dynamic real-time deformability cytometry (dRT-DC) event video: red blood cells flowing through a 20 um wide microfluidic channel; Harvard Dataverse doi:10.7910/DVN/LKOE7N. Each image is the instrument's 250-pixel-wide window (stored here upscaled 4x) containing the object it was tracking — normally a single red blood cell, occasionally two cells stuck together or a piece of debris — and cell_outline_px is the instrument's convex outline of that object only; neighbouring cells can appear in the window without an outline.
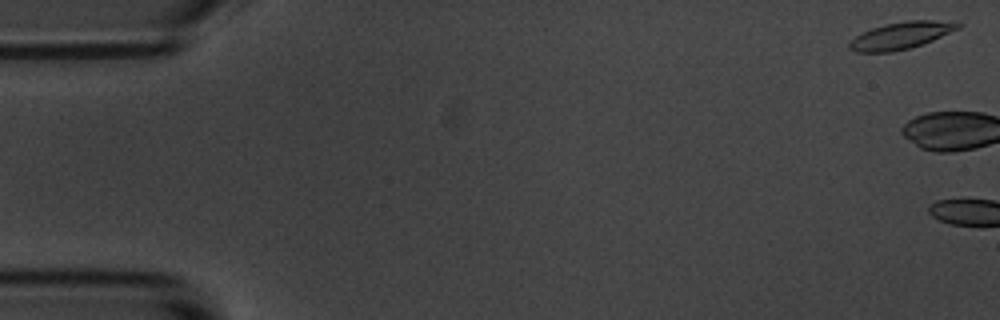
{"species": "common noctule bat (a hibernating species)", "species_latin": "Nyctalus noctula", "temperature_condition": "room temperature", "stored_images_in_passage": 4, "camera_frame_rate_fps": 3000, "um_per_image_px": 0.085, "animal": {"sex": "male", "body_mass_g": 20.1, "forearm_length_mm": 53.5}, "frame": {"image": 1, "passage_image": 2, "time_ms": 0.333, "image_size_px": [1000, 320], "cell_outline_px": [[964, 24], [960, 28], [932, 40], [908, 48], [892, 52], [856, 52], [848, 48], [848, 44], [856, 36], [872, 28], [884, 24], [908, 20], [932, 20]], "centroid_in_image_um": [76.56, 3.02], "position_along_channel_um": 8.4, "area_um2": 16.82}}